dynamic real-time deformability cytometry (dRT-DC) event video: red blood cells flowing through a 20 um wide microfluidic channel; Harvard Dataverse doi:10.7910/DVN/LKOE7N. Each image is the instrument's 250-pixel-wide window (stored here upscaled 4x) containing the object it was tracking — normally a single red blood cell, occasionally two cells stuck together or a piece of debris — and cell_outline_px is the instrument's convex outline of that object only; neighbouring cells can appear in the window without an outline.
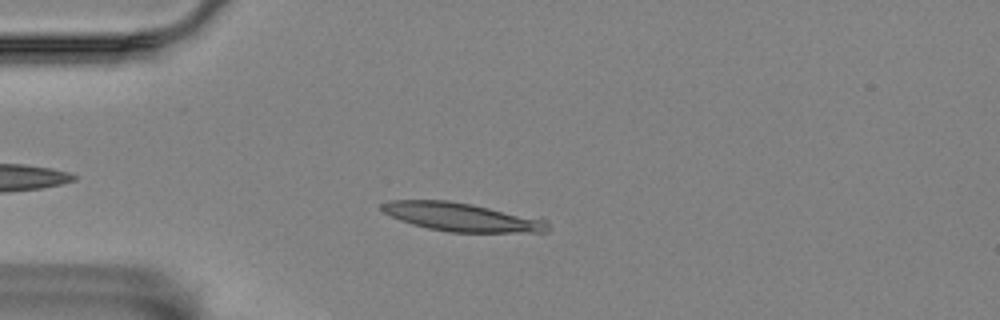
{"species": "Egyptian fruit bat (a non-hibernating species)", "species_latin": "Rousettus aegyptiacus", "temperature_condition": "room temperature", "stored_images_in_passage": 5, "camera_frame_rate_fps": 3000, "um_per_image_px": 0.085, "animal": {"sex": "female"}, "frame": {"image": 1, "passage_image": 4, "time_ms": 1.0, "image_size_px": [1000, 320], "cell_outline_px": [[552, 228], [548, 232], [448, 232], [428, 228], [412, 224], [400, 220], [384, 212], [380, 208], [380, 204], [388, 200], [448, 200], [472, 204], [540, 216], [548, 220]], "centroid_in_image_um": [39.37, 18.44], "position_along_channel_um": 45.6, "area_um2": 28.26}}